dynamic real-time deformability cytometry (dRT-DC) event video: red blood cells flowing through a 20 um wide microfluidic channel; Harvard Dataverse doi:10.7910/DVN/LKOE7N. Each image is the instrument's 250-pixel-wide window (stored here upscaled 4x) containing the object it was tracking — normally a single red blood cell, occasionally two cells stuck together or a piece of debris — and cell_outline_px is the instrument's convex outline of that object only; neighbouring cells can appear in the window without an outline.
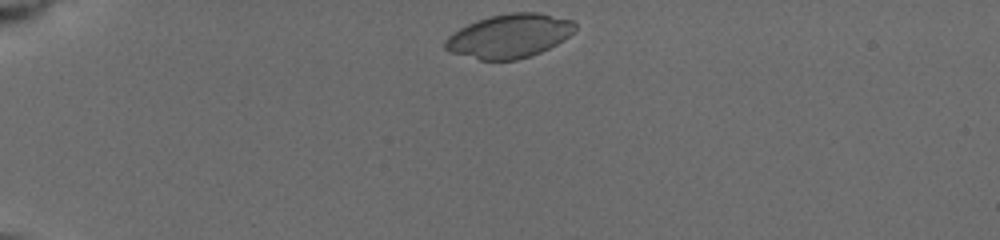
{"species": "common noctule bat (a hibernating species)", "species_latin": "Nyctalus noctula", "temperature_condition": "cold", "stored_images_in_passage": 6, "camera_frame_rate_fps": 3000, "um_per_image_px": 0.085, "animal": {"sex": "female", "body_mass_g": 19.5, "forearm_length_mm": 54.1}, "frame": {"image": 1, "passage_image": 1, "time_ms": 0.0, "image_size_px": [1000, 240], "cell_outline_px": [[576, 28], [564, 40], [540, 52], [516, 60], [480, 60], [448, 52], [444, 48], [444, 40], [452, 32], [476, 20], [488, 16], [512, 12], [536, 12], [572, 20], [576, 24]], "centroid_in_image_um": [43.25, 3.06], "position_along_channel_um": 41.8, "area_um2": 33.18}}